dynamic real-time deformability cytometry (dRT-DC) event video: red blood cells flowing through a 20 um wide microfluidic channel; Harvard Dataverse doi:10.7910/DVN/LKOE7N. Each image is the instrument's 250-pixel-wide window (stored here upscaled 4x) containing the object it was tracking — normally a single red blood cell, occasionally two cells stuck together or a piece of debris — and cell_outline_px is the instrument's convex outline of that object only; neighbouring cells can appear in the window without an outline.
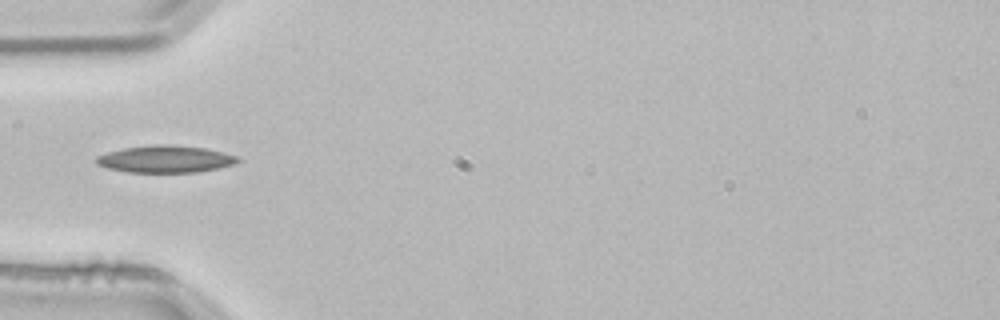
{"species": "common noctule bat (a hibernating species)", "species_latin": "Nyctalus noctula", "temperature_condition": "room temperature", "stored_images_in_passage": 1, "camera_frame_rate_fps": 3000, "um_per_image_px": 0.085, "animal": {"sex": "male", "body_mass_g": 21.5, "forearm_length_mm": 52.0}, "frame": {"image": 1, "passage_image": 1, "time_ms": 0.0, "image_size_px": [1000, 320], "cell_outline_px": [[240, 160], [232, 164], [220, 168], [196, 172], [128, 172], [108, 168], [96, 164], [96, 156], [108, 152], [124, 148], [156, 144], [168, 144], [204, 148], [224, 152], [236, 156]], "centroid_in_image_um": [14.05, 13.52], "position_along_channel_um": 71.0, "area_um2": 22.2}}